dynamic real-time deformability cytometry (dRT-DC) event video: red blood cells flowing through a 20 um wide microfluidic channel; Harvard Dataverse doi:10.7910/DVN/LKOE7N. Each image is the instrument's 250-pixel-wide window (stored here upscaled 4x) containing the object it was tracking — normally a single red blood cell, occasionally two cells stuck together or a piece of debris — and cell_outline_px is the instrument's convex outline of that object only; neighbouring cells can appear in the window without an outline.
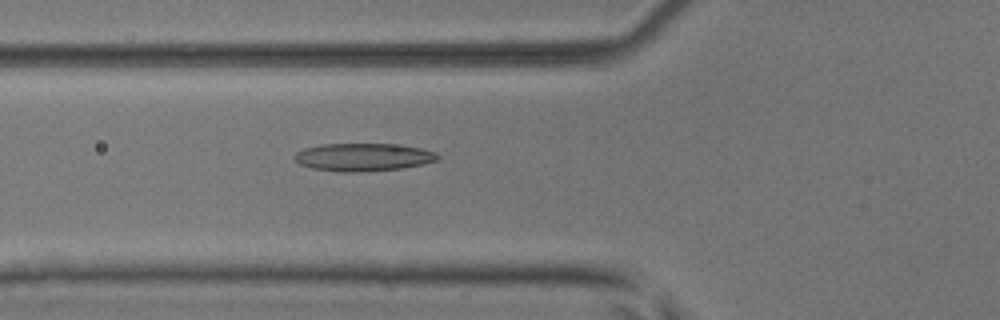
{"species": "common noctule bat (a hibernating species)", "species_latin": "Nyctalus noctula", "temperature_condition": "room temperature", "stored_images_in_passage": 49, "camera_frame_rate_fps": 3000, "um_per_image_px": 0.085, "animal": {"sex": "male", "body_mass_g": 17.9, "forearm_length_mm": 54.2}, "frame": {"image": 1, "passage_image": 17, "time_ms": 5.333, "image_size_px": [1000, 320], "cell_outline_px": [[440, 156], [436, 160], [424, 164], [400, 168], [364, 172], [340, 172], [312, 168], [300, 164], [292, 156], [296, 152], [304, 148], [320, 144], [392, 144], [420, 148], [436, 152]], "centroid_in_image_um": [30.84, 13.36], "position_along_channel_um": 95.0, "area_um2": 23.24}}
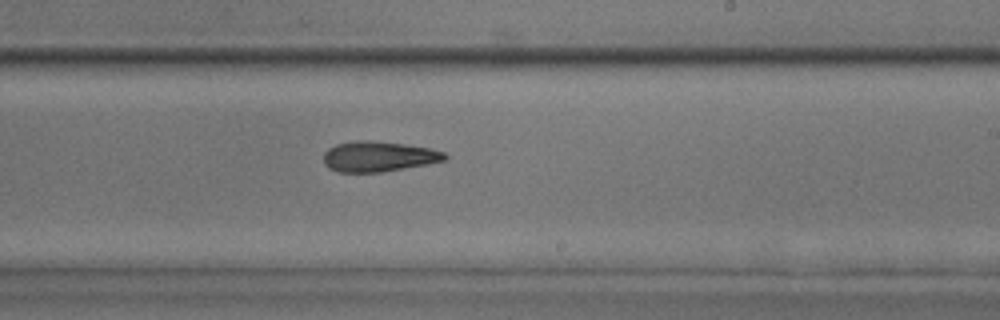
{"frame": {"image": 2, "passage_image": 29, "time_ms": 9.333, "image_size_px": [1000, 320], "cell_outline_px": [[448, 160], [428, 164], [380, 172], [336, 172], [328, 168], [324, 164], [324, 152], [328, 148], [336, 144], [356, 140], [372, 140], [404, 144], [432, 148], [444, 152], [448, 156]], "centroid_in_image_um": [32.18, 13.3], "position_along_channel_um": 256.8, "area_um2": 21.68}}
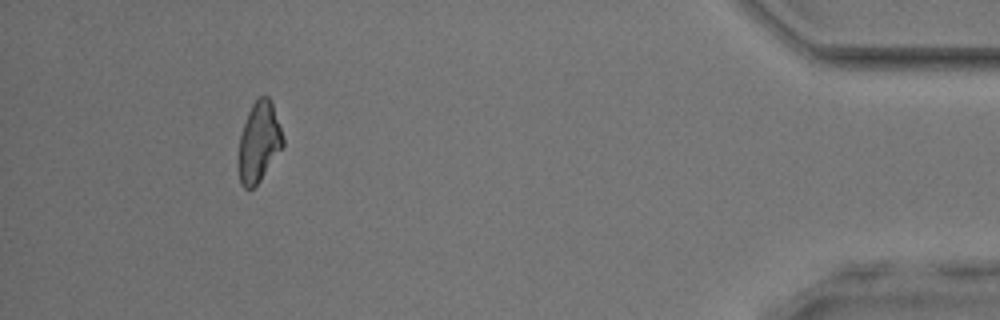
{"frame": {"image": 3, "passage_image": 45, "time_ms": 14.667, "image_size_px": [1000, 320], "cell_outline_px": [[284, 144], [260, 180], [252, 188], [244, 188], [240, 184], [236, 168], [236, 160], [240, 136], [248, 112], [252, 104], [260, 96], [268, 96], [272, 104], [284, 140]], "centroid_in_image_um": [21.95, 12.12], "position_along_channel_um": 413.3, "area_um2": 20.69}, "authors_computed_cell_mechanics": {"area_um2": 21.675, "velocity_mm_per_s": 4.0549, "shape_relaxation_time_tau1_ms": null, "shape_relaxation_time_tau2_ms": 7.6223, "deformation_change_tau1": null, "deformation_change_tau2": 0.2005}}